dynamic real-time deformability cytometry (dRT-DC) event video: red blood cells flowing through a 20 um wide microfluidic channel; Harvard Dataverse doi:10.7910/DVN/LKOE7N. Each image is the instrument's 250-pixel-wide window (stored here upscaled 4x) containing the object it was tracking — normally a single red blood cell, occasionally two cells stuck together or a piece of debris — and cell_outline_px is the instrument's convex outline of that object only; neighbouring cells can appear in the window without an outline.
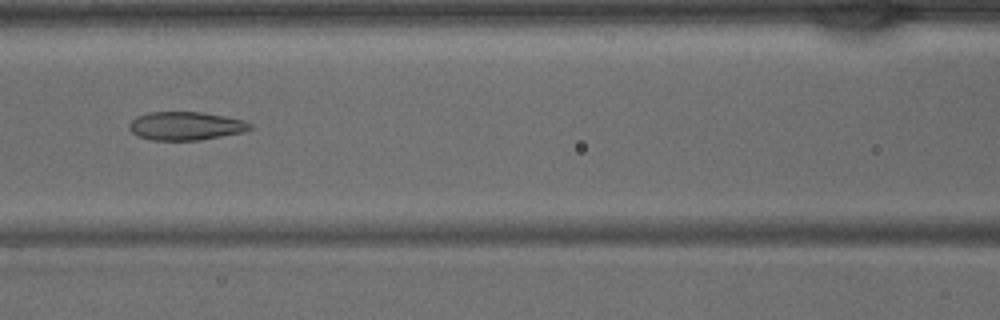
{"species": "common noctule bat (a hibernating species)", "species_latin": "Nyctalus noctula", "temperature_condition": "warm", "stored_images_in_passage": 41, "camera_frame_rate_fps": 3000, "um_per_image_px": 0.085, "animal": {"sex": "male", "body_mass_g": 15.6}, "frame": {"image": 1, "passage_image": 18, "time_ms": 5.667, "image_size_px": [1000, 320], "cell_outline_px": [[252, 128], [244, 132], [200, 140], [152, 140], [140, 136], [132, 132], [128, 128], [128, 124], [136, 116], [148, 112], [200, 112], [224, 116], [244, 120], [252, 124]], "centroid_in_image_um": [15.79, 10.7], "position_along_channel_um": 150.8, "area_um2": 20.0}}
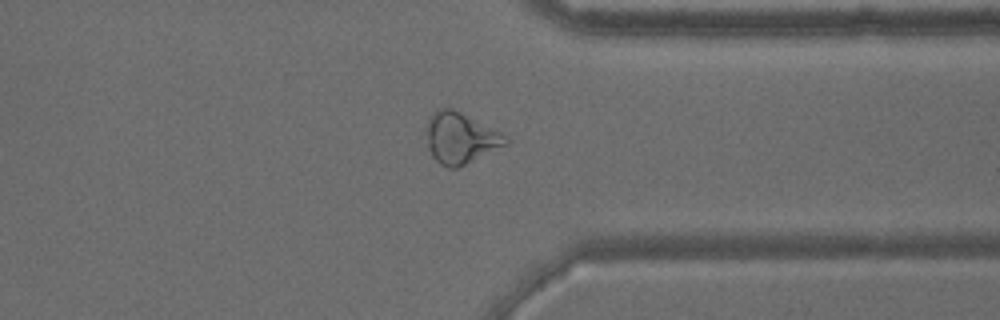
{"frame": {"image": 2, "passage_image": 32, "time_ms": 10.333, "image_size_px": [1000, 320], "cell_outline_px": [[508, 144], [456, 168], [448, 168], [440, 164], [432, 156], [428, 148], [424, 132], [424, 128], [428, 116], [436, 108], [452, 108], [508, 136]], "centroid_in_image_um": [39.06, 11.71], "position_along_channel_um": 372.3, "area_um2": 23.76}}
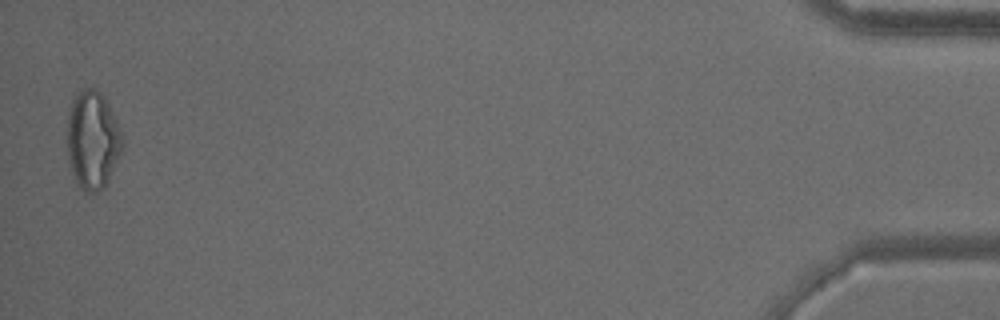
{"frame": {"image": 3, "passage_image": 41, "time_ms": 13.333, "image_size_px": [1000, 320], "cell_outline_px": [[124, 148], [104, 188], [96, 192], [84, 192], [76, 184], [72, 172], [68, 156], [68, 112], [72, 100], [76, 92], [84, 88], [92, 88], [100, 92], [104, 96], [112, 112], [124, 140]], "centroid_in_image_um": [7.88, 11.91], "position_along_channel_um": 427.3, "area_um2": 31.67}}